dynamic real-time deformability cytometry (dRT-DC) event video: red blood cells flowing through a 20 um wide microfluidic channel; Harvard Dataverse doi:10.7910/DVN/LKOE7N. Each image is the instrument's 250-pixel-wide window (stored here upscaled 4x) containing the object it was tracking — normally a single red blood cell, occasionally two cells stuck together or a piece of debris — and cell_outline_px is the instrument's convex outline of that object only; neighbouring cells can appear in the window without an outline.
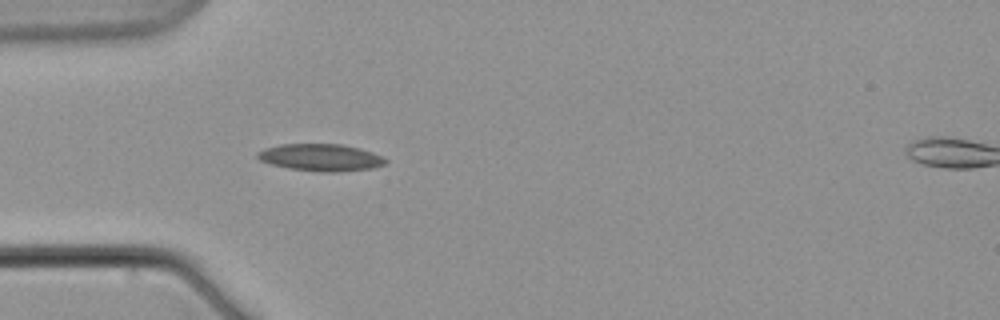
{"species": "common noctule bat (a hibernating species)", "species_latin": "Nyctalus noctula", "temperature_condition": "warm", "stored_images_in_passage": 4, "camera_frame_rate_fps": 3000, "um_per_image_px": 0.085, "animal": {"sex": "male", "body_mass_g": 21.5, "forearm_length_mm": 52.0}, "frame": {"image": 1, "passage_image": 3, "time_ms": 3.333, "image_size_px": [1000, 320], "cell_outline_px": [[388, 160], [384, 164], [372, 168], [340, 172], [320, 172], [288, 168], [272, 164], [260, 160], [256, 156], [256, 152], [264, 148], [280, 144], [340, 144], [360, 148], [372, 152]], "centroid_in_image_um": [27.24, 13.38], "position_along_channel_um": 57.8, "area_um2": 20.23}}